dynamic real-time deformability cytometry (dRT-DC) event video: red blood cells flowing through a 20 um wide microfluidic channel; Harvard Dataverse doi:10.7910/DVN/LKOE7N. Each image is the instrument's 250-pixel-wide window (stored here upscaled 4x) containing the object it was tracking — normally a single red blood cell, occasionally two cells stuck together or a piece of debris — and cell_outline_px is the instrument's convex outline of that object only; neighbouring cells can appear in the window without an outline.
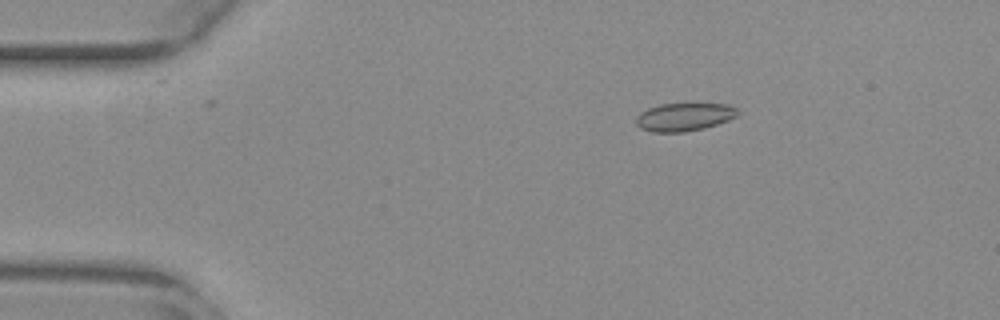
{"species": "common noctule bat (a hibernating species)", "species_latin": "Nyctalus noctula", "temperature_condition": "warm", "stored_images_in_passage": 11, "camera_frame_rate_fps": 3000, "um_per_image_px": 0.085, "animal": {"sex": "female", "body_mass_g": 29.2, "forearm_length_mm": 56.3}, "frame": {"image": 1, "passage_image": 10, "time_ms": 3.0, "image_size_px": [1000, 320], "cell_outline_px": [[740, 112], [736, 116], [728, 120], [704, 128], [684, 132], [652, 132], [640, 128], [636, 124], [636, 116], [640, 112], [648, 108], [660, 104], [728, 104], [736, 108]], "centroid_in_image_um": [58.13, 9.94], "position_along_channel_um": 26.9, "area_um2": 16.59}}